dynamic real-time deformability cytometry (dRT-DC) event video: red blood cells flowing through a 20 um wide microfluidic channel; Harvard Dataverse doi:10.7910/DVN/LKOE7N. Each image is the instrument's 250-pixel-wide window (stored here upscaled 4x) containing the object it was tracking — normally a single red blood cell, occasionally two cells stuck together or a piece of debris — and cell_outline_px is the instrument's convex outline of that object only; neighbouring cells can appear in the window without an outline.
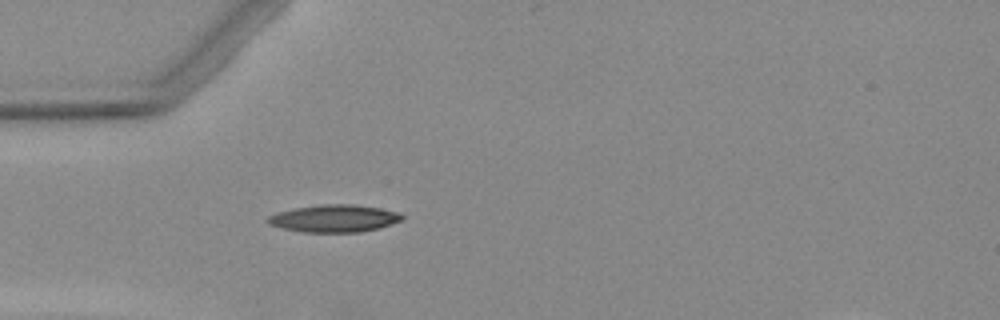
{"species": "Egyptian fruit bat (a non-hibernating species)", "species_latin": "Rousettus aegyptiacus", "temperature_condition": "warm", "stored_images_in_passage": 1, "camera_frame_rate_fps": 3000, "um_per_image_px": 0.085, "animal": {"sex": "female"}, "frame": {"image": 1, "passage_image": 1, "time_ms": 0.0, "image_size_px": [1000, 320], "cell_outline_px": [[404, 220], [376, 228], [360, 232], [300, 232], [280, 228], [268, 224], [264, 220], [268, 216], [280, 212], [296, 208], [324, 204], [356, 204], [380, 208], [400, 212], [404, 216]], "centroid_in_image_um": [28.4, 18.57], "position_along_channel_um": 56.6, "area_um2": 21.5}}